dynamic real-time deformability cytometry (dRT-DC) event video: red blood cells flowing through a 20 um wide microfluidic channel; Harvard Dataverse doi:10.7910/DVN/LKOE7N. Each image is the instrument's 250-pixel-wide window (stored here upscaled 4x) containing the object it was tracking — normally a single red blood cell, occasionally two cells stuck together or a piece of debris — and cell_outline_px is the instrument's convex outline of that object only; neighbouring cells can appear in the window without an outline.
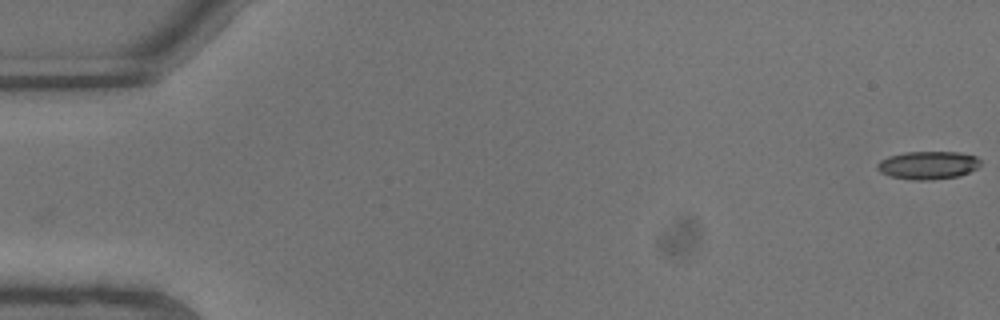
{"species": "common noctule bat (a hibernating species)", "species_latin": "Nyctalus noctula", "temperature_condition": "warm", "stored_images_in_passage": 2, "camera_frame_rate_fps": 3000, "um_per_image_px": 0.085, "animal": {"sex": "male", "body_mass_g": 13.3}, "frame": {"image": 1, "passage_image": 2, "time_ms": 0.333, "image_size_px": [1000, 320], "cell_outline_px": [[980, 164], [976, 168], [960, 176], [932, 180], [912, 180], [892, 176], [880, 172], [876, 168], [876, 164], [880, 160], [888, 156], [904, 152], [960, 152], [976, 156], [980, 160]], "centroid_in_image_um": [78.86, 14.04], "position_along_channel_um": 6.1, "area_um2": 16.94}}